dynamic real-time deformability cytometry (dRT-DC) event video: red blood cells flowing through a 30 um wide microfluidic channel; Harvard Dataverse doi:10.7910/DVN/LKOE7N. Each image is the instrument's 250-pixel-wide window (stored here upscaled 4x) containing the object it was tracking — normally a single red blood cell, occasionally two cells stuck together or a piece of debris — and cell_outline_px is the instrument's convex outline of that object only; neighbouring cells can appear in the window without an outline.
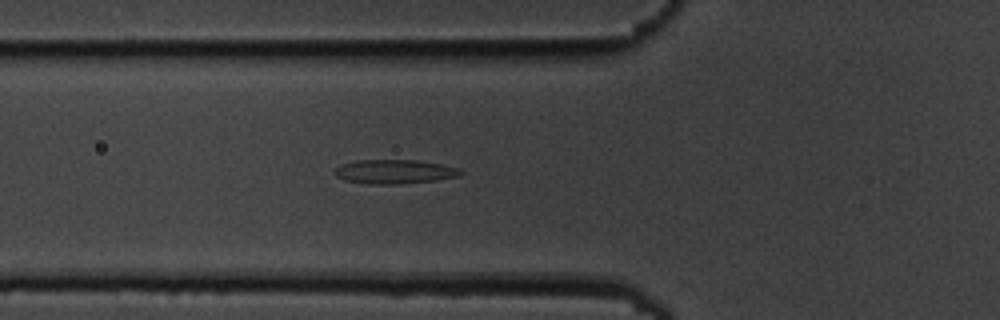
{"species": "common noctule bat (a hibernating species)", "species_latin": "Nyctalus noctula", "temperature_condition": "cold", "stored_images_in_passage": 2, "camera_frame_rate_fps": 3000, "um_per_image_px": 0.085, "animal": {"sex": "male", "body_mass_g": 19.5, "forearm_length_mm": 54.6}, "frame": {"image": 1, "passage_image": 2, "time_ms": 1.0, "image_size_px": [1000, 320], "cell_outline_px": [[464, 172], [460, 176], [436, 180], [400, 184], [368, 184], [344, 180], [336, 176], [336, 168], [340, 164], [356, 160], [416, 160], [440, 164], [460, 168]], "centroid_in_image_um": [33.55, 14.59], "position_along_channel_um": 92.3, "area_um2": 17.74}}